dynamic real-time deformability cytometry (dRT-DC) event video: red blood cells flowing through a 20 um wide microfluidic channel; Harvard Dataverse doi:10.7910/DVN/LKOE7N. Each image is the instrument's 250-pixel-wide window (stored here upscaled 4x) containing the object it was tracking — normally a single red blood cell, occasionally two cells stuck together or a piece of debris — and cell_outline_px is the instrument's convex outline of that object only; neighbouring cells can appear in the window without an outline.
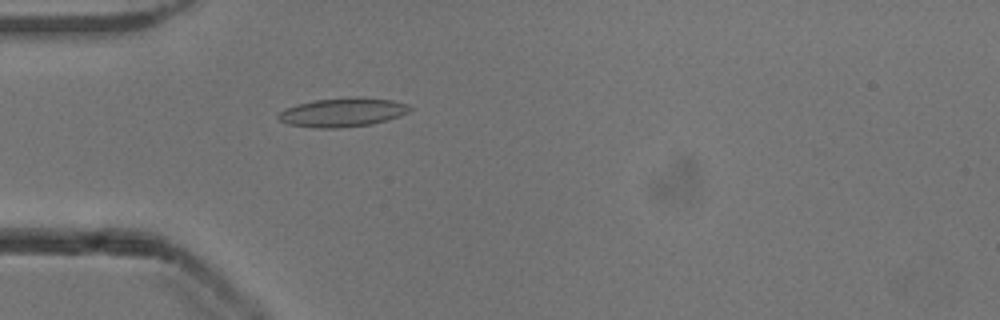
{"species": "common noctule bat (a hibernating species)", "species_latin": "Nyctalus noctula", "temperature_condition": "cold", "stored_images_in_passage": 53, "camera_frame_rate_fps": 3000, "um_per_image_px": 0.085, "animal": {"sex": "male", "body_mass_g": 13.3}, "frame": {"image": 1, "passage_image": 16, "time_ms": 5.0, "image_size_px": [1000, 320], "cell_outline_px": [[412, 108], [408, 112], [400, 116], [388, 120], [372, 124], [340, 128], [316, 128], [288, 124], [280, 120], [276, 116], [284, 108], [316, 100], [356, 96], [360, 96], [392, 100], [408, 104]], "centroid_in_image_um": [29.15, 9.55], "position_along_channel_um": 55.8, "area_um2": 22.25}}
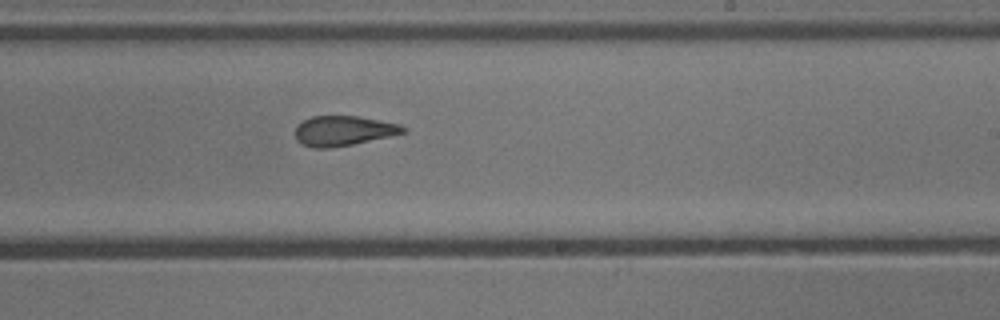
{"frame": {"image": 2, "passage_image": 32, "time_ms": 10.333, "image_size_px": [1000, 320], "cell_outline_px": [[408, 132], [352, 144], [328, 148], [312, 148], [300, 144], [296, 140], [296, 124], [312, 116], [356, 116], [400, 124], [408, 128]], "centroid_in_image_um": [29.18, 11.12], "position_along_channel_um": 259.8, "area_um2": 18.84}}
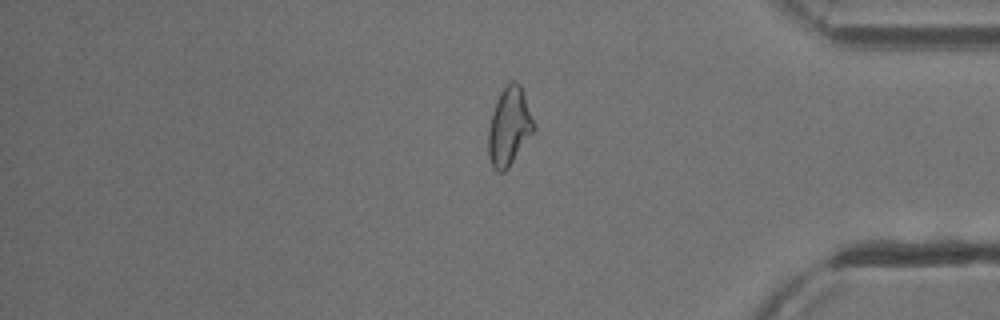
{"frame": {"image": 3, "passage_image": 44, "time_ms": 14.333, "image_size_px": [1000, 320], "cell_outline_px": [[536, 128], [508, 168], [504, 172], [496, 172], [492, 168], [488, 156], [488, 128], [492, 112], [496, 100], [500, 92], [512, 80], [516, 80], [520, 84], [524, 92], [536, 124]], "centroid_in_image_um": [43.28, 10.76], "position_along_channel_um": 391.9, "area_um2": 21.04}, "authors_computed_cell_mechanics": {"area_um2": 20.5768, "velocity_mm_per_s": 3.9211, "shape_relaxation_time_tau1_ms": 5.9113, "shape_relaxation_time_tau2_ms": 2.4462, "deformation_change_tau1": 0.1858, "deformation_change_tau2": 0.1046}}